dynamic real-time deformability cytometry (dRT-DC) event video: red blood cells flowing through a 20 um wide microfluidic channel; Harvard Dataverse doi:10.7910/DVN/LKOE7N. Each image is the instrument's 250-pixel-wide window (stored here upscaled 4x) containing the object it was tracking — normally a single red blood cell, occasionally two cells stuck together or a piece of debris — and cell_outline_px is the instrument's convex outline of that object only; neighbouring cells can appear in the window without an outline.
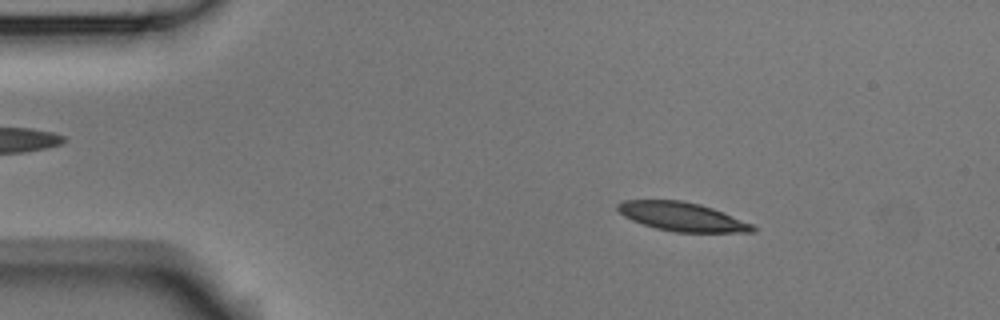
{"species": "Egyptian fruit bat (a non-hibernating species)", "species_latin": "Rousettus aegyptiacus", "temperature_condition": "room temperature", "stored_images_in_passage": 3, "camera_frame_rate_fps": 3000, "um_per_image_px": 0.085, "animal": {"sex": "male"}, "frame": {"image": 1, "passage_image": 3, "time_ms": 0.667, "image_size_px": [1000, 320], "cell_outline_px": [[756, 232], [676, 232], [656, 228], [632, 220], [624, 216], [616, 208], [616, 204], [624, 200], [680, 200], [700, 204], [724, 212], [752, 224], [756, 228]], "centroid_in_image_um": [57.98, 18.41], "position_along_channel_um": 27.0, "area_um2": 22.54}}